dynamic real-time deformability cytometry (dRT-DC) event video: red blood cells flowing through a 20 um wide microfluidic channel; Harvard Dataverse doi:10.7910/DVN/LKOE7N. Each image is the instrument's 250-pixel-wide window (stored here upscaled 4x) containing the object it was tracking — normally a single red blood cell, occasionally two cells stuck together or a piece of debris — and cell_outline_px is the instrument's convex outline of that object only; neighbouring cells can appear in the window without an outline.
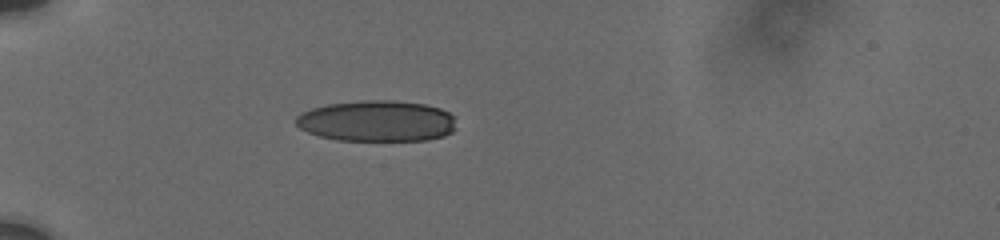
{"species": "human", "species_latin": "Homo sapiens", "temperature_condition": "cold", "stored_images_in_passage": 10, "camera_frame_rate_fps": 3000, "um_per_image_px": 0.085, "donor": {"sex": "male"}, "frame": {"image": 1, "passage_image": 1, "time_ms": 0.0, "image_size_px": [1000, 240], "cell_outline_px": [[456, 128], [452, 132], [444, 136], [428, 140], [336, 140], [320, 136], [308, 132], [300, 128], [296, 124], [296, 116], [300, 112], [312, 108], [328, 104], [364, 100], [392, 100], [424, 104], [440, 108], [448, 112], [452, 116]], "centroid_in_image_um": [32.03, 10.28], "position_along_channel_um": 53.0, "area_um2": 38.38}}
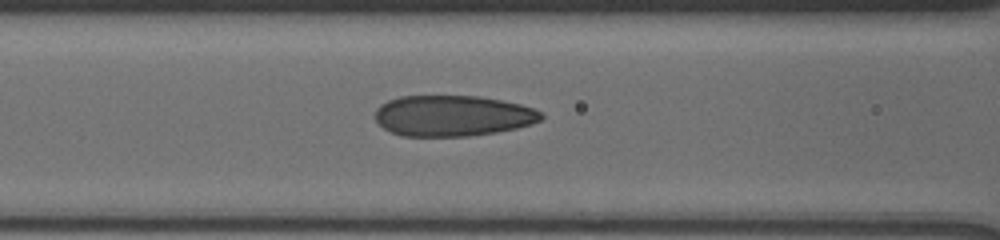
{"frame": {"image": 2, "passage_image": 7, "time_ms": 2.667, "image_size_px": [1000, 240], "cell_outline_px": [[544, 116], [540, 120], [532, 124], [516, 128], [496, 132], [468, 136], [400, 136], [384, 128], [376, 120], [376, 108], [380, 104], [388, 100], [400, 96], [480, 96], [520, 104], [532, 108], [540, 112]], "centroid_in_image_um": [38.46, 9.84], "position_along_channel_um": 128.1, "area_um2": 39.48}}
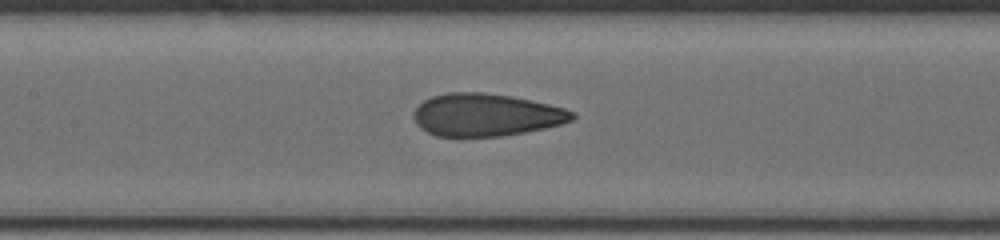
{"frame": {"image": 3, "passage_image": 9, "time_ms": 3.667, "image_size_px": [1000, 240], "cell_outline_px": [[576, 116], [572, 120], [560, 124], [544, 128], [504, 136], [436, 136], [420, 128], [416, 124], [412, 116], [412, 112], [424, 100], [432, 96], [448, 92], [484, 92], [512, 96], [548, 104], [564, 108], [576, 112]], "centroid_in_image_um": [41.29, 9.76], "position_along_channel_um": 166.1, "area_um2": 39.42}}